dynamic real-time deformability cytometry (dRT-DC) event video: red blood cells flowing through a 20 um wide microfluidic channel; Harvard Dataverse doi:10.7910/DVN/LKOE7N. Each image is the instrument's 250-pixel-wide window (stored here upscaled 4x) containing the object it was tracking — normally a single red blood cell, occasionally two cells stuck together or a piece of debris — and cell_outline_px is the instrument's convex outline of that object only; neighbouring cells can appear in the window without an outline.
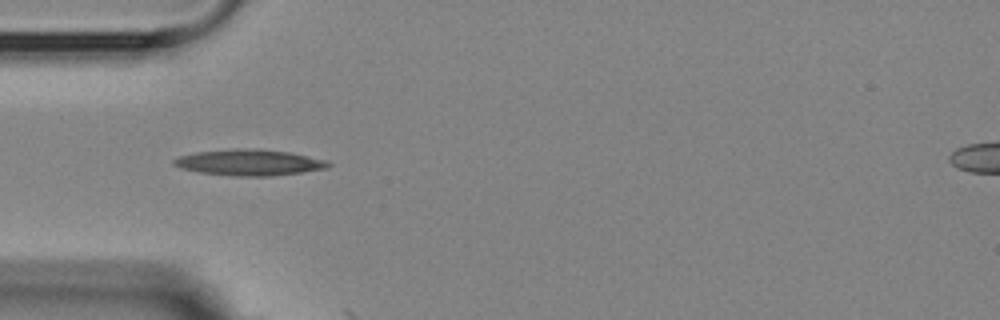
{"species": "Egyptian fruit bat (a non-hibernating species)", "species_latin": "Rousettus aegyptiacus", "temperature_condition": "room temperature", "stored_images_in_passage": 2, "camera_frame_rate_fps": 3000, "um_per_image_px": 0.085, "animal": {"sex": "female"}, "frame": {"image": 1, "passage_image": 1, "time_ms": 0.0, "image_size_px": [1000, 320], "cell_outline_px": [[332, 164], [328, 168], [272, 176], [236, 176], [200, 172], [180, 168], [172, 164], [172, 160], [180, 156], [196, 152], [236, 148], [256, 148], [288, 152], [328, 160]], "centroid_in_image_um": [21.19, 13.8], "position_along_channel_um": 63.8, "area_um2": 23.47}}